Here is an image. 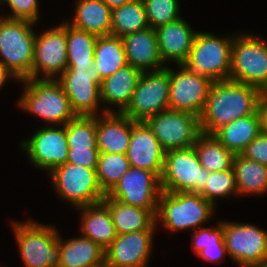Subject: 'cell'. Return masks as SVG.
I'll list each match as a JSON object with an SVG mask.
<instances>
[{"label":"cell","mask_w":267,"mask_h":267,"mask_svg":"<svg viewBox=\"0 0 267 267\" xmlns=\"http://www.w3.org/2000/svg\"><path fill=\"white\" fill-rule=\"evenodd\" d=\"M261 93L259 88L245 83L213 81L199 116L201 132L214 134L233 120L256 113Z\"/></svg>","instance_id":"6da1fadb"},{"label":"cell","mask_w":267,"mask_h":267,"mask_svg":"<svg viewBox=\"0 0 267 267\" xmlns=\"http://www.w3.org/2000/svg\"><path fill=\"white\" fill-rule=\"evenodd\" d=\"M216 207L199 193L161 191L155 225L168 232L197 230L212 219Z\"/></svg>","instance_id":"7a4b0ae2"},{"label":"cell","mask_w":267,"mask_h":267,"mask_svg":"<svg viewBox=\"0 0 267 267\" xmlns=\"http://www.w3.org/2000/svg\"><path fill=\"white\" fill-rule=\"evenodd\" d=\"M23 93L18 108L41 119L44 126L65 125L76 117L69 99L56 79H26L19 81Z\"/></svg>","instance_id":"3957f363"},{"label":"cell","mask_w":267,"mask_h":267,"mask_svg":"<svg viewBox=\"0 0 267 267\" xmlns=\"http://www.w3.org/2000/svg\"><path fill=\"white\" fill-rule=\"evenodd\" d=\"M24 267H59L60 231L37 220L11 222Z\"/></svg>","instance_id":"277c9868"},{"label":"cell","mask_w":267,"mask_h":267,"mask_svg":"<svg viewBox=\"0 0 267 267\" xmlns=\"http://www.w3.org/2000/svg\"><path fill=\"white\" fill-rule=\"evenodd\" d=\"M36 24L0 16V62L18 81L32 79Z\"/></svg>","instance_id":"5b68a950"},{"label":"cell","mask_w":267,"mask_h":267,"mask_svg":"<svg viewBox=\"0 0 267 267\" xmlns=\"http://www.w3.org/2000/svg\"><path fill=\"white\" fill-rule=\"evenodd\" d=\"M232 33L222 37L211 32L198 31L183 65L191 72L206 76L212 81L229 80L235 35Z\"/></svg>","instance_id":"8992f818"},{"label":"cell","mask_w":267,"mask_h":267,"mask_svg":"<svg viewBox=\"0 0 267 267\" xmlns=\"http://www.w3.org/2000/svg\"><path fill=\"white\" fill-rule=\"evenodd\" d=\"M229 80L267 91V40L264 37L249 31L235 33Z\"/></svg>","instance_id":"52a82bcc"},{"label":"cell","mask_w":267,"mask_h":267,"mask_svg":"<svg viewBox=\"0 0 267 267\" xmlns=\"http://www.w3.org/2000/svg\"><path fill=\"white\" fill-rule=\"evenodd\" d=\"M55 194L73 209L102 202L106 193L101 189L96 169L70 162L61 164L48 173Z\"/></svg>","instance_id":"ba28073f"},{"label":"cell","mask_w":267,"mask_h":267,"mask_svg":"<svg viewBox=\"0 0 267 267\" xmlns=\"http://www.w3.org/2000/svg\"><path fill=\"white\" fill-rule=\"evenodd\" d=\"M56 80L62 86L76 116H97L105 113L101 108L100 86L103 79L96 64L67 67Z\"/></svg>","instance_id":"9c48e42d"},{"label":"cell","mask_w":267,"mask_h":267,"mask_svg":"<svg viewBox=\"0 0 267 267\" xmlns=\"http://www.w3.org/2000/svg\"><path fill=\"white\" fill-rule=\"evenodd\" d=\"M210 172L203 168L193 146L165 152L161 191L200 193Z\"/></svg>","instance_id":"30bf717a"},{"label":"cell","mask_w":267,"mask_h":267,"mask_svg":"<svg viewBox=\"0 0 267 267\" xmlns=\"http://www.w3.org/2000/svg\"><path fill=\"white\" fill-rule=\"evenodd\" d=\"M169 91L168 65L159 70L142 72L131 101L122 113L131 120L145 121L169 109Z\"/></svg>","instance_id":"8fae6325"},{"label":"cell","mask_w":267,"mask_h":267,"mask_svg":"<svg viewBox=\"0 0 267 267\" xmlns=\"http://www.w3.org/2000/svg\"><path fill=\"white\" fill-rule=\"evenodd\" d=\"M223 237L233 263L255 267L267 261V230L254 224L223 220Z\"/></svg>","instance_id":"7c38bea8"},{"label":"cell","mask_w":267,"mask_h":267,"mask_svg":"<svg viewBox=\"0 0 267 267\" xmlns=\"http://www.w3.org/2000/svg\"><path fill=\"white\" fill-rule=\"evenodd\" d=\"M19 146L25 151L30 164L48 173L68 159L65 125H43L22 140Z\"/></svg>","instance_id":"4fadbf2b"},{"label":"cell","mask_w":267,"mask_h":267,"mask_svg":"<svg viewBox=\"0 0 267 267\" xmlns=\"http://www.w3.org/2000/svg\"><path fill=\"white\" fill-rule=\"evenodd\" d=\"M145 122L165 152L193 146L201 133L199 117L184 111L167 109Z\"/></svg>","instance_id":"5bb4252c"},{"label":"cell","mask_w":267,"mask_h":267,"mask_svg":"<svg viewBox=\"0 0 267 267\" xmlns=\"http://www.w3.org/2000/svg\"><path fill=\"white\" fill-rule=\"evenodd\" d=\"M66 21L36 33L32 79H57L67 69Z\"/></svg>","instance_id":"9a60e30c"},{"label":"cell","mask_w":267,"mask_h":267,"mask_svg":"<svg viewBox=\"0 0 267 267\" xmlns=\"http://www.w3.org/2000/svg\"><path fill=\"white\" fill-rule=\"evenodd\" d=\"M177 69L168 66L170 77L169 109L184 111L200 116L213 81L195 74L183 64Z\"/></svg>","instance_id":"2e32d148"},{"label":"cell","mask_w":267,"mask_h":267,"mask_svg":"<svg viewBox=\"0 0 267 267\" xmlns=\"http://www.w3.org/2000/svg\"><path fill=\"white\" fill-rule=\"evenodd\" d=\"M160 193V178L154 172L131 167L106 196L149 210L155 216Z\"/></svg>","instance_id":"e0dca14e"},{"label":"cell","mask_w":267,"mask_h":267,"mask_svg":"<svg viewBox=\"0 0 267 267\" xmlns=\"http://www.w3.org/2000/svg\"><path fill=\"white\" fill-rule=\"evenodd\" d=\"M155 232L156 230H141L117 235L105 249V266L148 267L155 246Z\"/></svg>","instance_id":"ac0fdd59"},{"label":"cell","mask_w":267,"mask_h":267,"mask_svg":"<svg viewBox=\"0 0 267 267\" xmlns=\"http://www.w3.org/2000/svg\"><path fill=\"white\" fill-rule=\"evenodd\" d=\"M126 155L132 168L152 171L161 178L165 151L145 121L132 120V133Z\"/></svg>","instance_id":"d6986e66"},{"label":"cell","mask_w":267,"mask_h":267,"mask_svg":"<svg viewBox=\"0 0 267 267\" xmlns=\"http://www.w3.org/2000/svg\"><path fill=\"white\" fill-rule=\"evenodd\" d=\"M155 30L163 63L166 66L172 63L183 64L191 51L198 31L193 29L184 17L160 25Z\"/></svg>","instance_id":"ffe728a7"},{"label":"cell","mask_w":267,"mask_h":267,"mask_svg":"<svg viewBox=\"0 0 267 267\" xmlns=\"http://www.w3.org/2000/svg\"><path fill=\"white\" fill-rule=\"evenodd\" d=\"M128 64L141 72L165 68L158 47L157 33L148 27L122 37Z\"/></svg>","instance_id":"44dd1931"},{"label":"cell","mask_w":267,"mask_h":267,"mask_svg":"<svg viewBox=\"0 0 267 267\" xmlns=\"http://www.w3.org/2000/svg\"><path fill=\"white\" fill-rule=\"evenodd\" d=\"M141 73L127 64L102 80L100 90L104 112L122 113L127 108Z\"/></svg>","instance_id":"7402d4cb"},{"label":"cell","mask_w":267,"mask_h":267,"mask_svg":"<svg viewBox=\"0 0 267 267\" xmlns=\"http://www.w3.org/2000/svg\"><path fill=\"white\" fill-rule=\"evenodd\" d=\"M97 147L100 153L126 154L132 120L123 113L105 112L96 116Z\"/></svg>","instance_id":"603a6c76"},{"label":"cell","mask_w":267,"mask_h":267,"mask_svg":"<svg viewBox=\"0 0 267 267\" xmlns=\"http://www.w3.org/2000/svg\"><path fill=\"white\" fill-rule=\"evenodd\" d=\"M81 235L99 244L104 250L114 241L117 233L108 207L99 202L78 207Z\"/></svg>","instance_id":"cb8c5ba5"},{"label":"cell","mask_w":267,"mask_h":267,"mask_svg":"<svg viewBox=\"0 0 267 267\" xmlns=\"http://www.w3.org/2000/svg\"><path fill=\"white\" fill-rule=\"evenodd\" d=\"M60 234L59 267L105 266V250L94 241L82 236L62 239Z\"/></svg>","instance_id":"d4e9b609"},{"label":"cell","mask_w":267,"mask_h":267,"mask_svg":"<svg viewBox=\"0 0 267 267\" xmlns=\"http://www.w3.org/2000/svg\"><path fill=\"white\" fill-rule=\"evenodd\" d=\"M73 7L69 24L96 36L111 35V9L102 0H76Z\"/></svg>","instance_id":"484cf974"},{"label":"cell","mask_w":267,"mask_h":267,"mask_svg":"<svg viewBox=\"0 0 267 267\" xmlns=\"http://www.w3.org/2000/svg\"><path fill=\"white\" fill-rule=\"evenodd\" d=\"M102 202L108 207L117 235L141 230H156L155 216L144 208L124 204L104 197Z\"/></svg>","instance_id":"4316f807"},{"label":"cell","mask_w":267,"mask_h":267,"mask_svg":"<svg viewBox=\"0 0 267 267\" xmlns=\"http://www.w3.org/2000/svg\"><path fill=\"white\" fill-rule=\"evenodd\" d=\"M261 133L260 116L240 117L218 129L213 135L234 155L241 154L246 146Z\"/></svg>","instance_id":"83f0119b"},{"label":"cell","mask_w":267,"mask_h":267,"mask_svg":"<svg viewBox=\"0 0 267 267\" xmlns=\"http://www.w3.org/2000/svg\"><path fill=\"white\" fill-rule=\"evenodd\" d=\"M238 196H265L267 193V166L237 154L233 159Z\"/></svg>","instance_id":"f1b7e54d"},{"label":"cell","mask_w":267,"mask_h":267,"mask_svg":"<svg viewBox=\"0 0 267 267\" xmlns=\"http://www.w3.org/2000/svg\"><path fill=\"white\" fill-rule=\"evenodd\" d=\"M191 241L192 252L206 262L221 264L229 257L223 237V219L216 226L194 230Z\"/></svg>","instance_id":"f546056e"},{"label":"cell","mask_w":267,"mask_h":267,"mask_svg":"<svg viewBox=\"0 0 267 267\" xmlns=\"http://www.w3.org/2000/svg\"><path fill=\"white\" fill-rule=\"evenodd\" d=\"M94 64L102 79L128 64L123 40L119 36H98L94 51Z\"/></svg>","instance_id":"4dcf8cb0"},{"label":"cell","mask_w":267,"mask_h":267,"mask_svg":"<svg viewBox=\"0 0 267 267\" xmlns=\"http://www.w3.org/2000/svg\"><path fill=\"white\" fill-rule=\"evenodd\" d=\"M201 166L208 172L224 171L233 167L234 154L213 134L201 132L193 145Z\"/></svg>","instance_id":"1f68e13d"},{"label":"cell","mask_w":267,"mask_h":267,"mask_svg":"<svg viewBox=\"0 0 267 267\" xmlns=\"http://www.w3.org/2000/svg\"><path fill=\"white\" fill-rule=\"evenodd\" d=\"M97 38L66 21L67 67L93 66Z\"/></svg>","instance_id":"d6a6232c"},{"label":"cell","mask_w":267,"mask_h":267,"mask_svg":"<svg viewBox=\"0 0 267 267\" xmlns=\"http://www.w3.org/2000/svg\"><path fill=\"white\" fill-rule=\"evenodd\" d=\"M148 27L142 0H132L121 7L111 10V35L122 38Z\"/></svg>","instance_id":"836d02e7"},{"label":"cell","mask_w":267,"mask_h":267,"mask_svg":"<svg viewBox=\"0 0 267 267\" xmlns=\"http://www.w3.org/2000/svg\"><path fill=\"white\" fill-rule=\"evenodd\" d=\"M65 129L68 149L98 148L96 116H76Z\"/></svg>","instance_id":"e575fe53"},{"label":"cell","mask_w":267,"mask_h":267,"mask_svg":"<svg viewBox=\"0 0 267 267\" xmlns=\"http://www.w3.org/2000/svg\"><path fill=\"white\" fill-rule=\"evenodd\" d=\"M130 168L126 154L100 153L96 172L101 189L107 194Z\"/></svg>","instance_id":"d590c367"},{"label":"cell","mask_w":267,"mask_h":267,"mask_svg":"<svg viewBox=\"0 0 267 267\" xmlns=\"http://www.w3.org/2000/svg\"><path fill=\"white\" fill-rule=\"evenodd\" d=\"M199 194L215 207L217 206V200H222L221 198L238 197L233 167L228 170L210 173L206 185Z\"/></svg>","instance_id":"8d00e7d4"},{"label":"cell","mask_w":267,"mask_h":267,"mask_svg":"<svg viewBox=\"0 0 267 267\" xmlns=\"http://www.w3.org/2000/svg\"><path fill=\"white\" fill-rule=\"evenodd\" d=\"M149 27L156 29L160 25L181 18L179 0H142Z\"/></svg>","instance_id":"74e56055"},{"label":"cell","mask_w":267,"mask_h":267,"mask_svg":"<svg viewBox=\"0 0 267 267\" xmlns=\"http://www.w3.org/2000/svg\"><path fill=\"white\" fill-rule=\"evenodd\" d=\"M39 3V0H6L3 7L7 6L10 13L4 12L1 16L9 19L28 20L38 24L41 19Z\"/></svg>","instance_id":"f35d334b"},{"label":"cell","mask_w":267,"mask_h":267,"mask_svg":"<svg viewBox=\"0 0 267 267\" xmlns=\"http://www.w3.org/2000/svg\"><path fill=\"white\" fill-rule=\"evenodd\" d=\"M241 155L267 166V134L261 132L246 146Z\"/></svg>","instance_id":"ab89813d"},{"label":"cell","mask_w":267,"mask_h":267,"mask_svg":"<svg viewBox=\"0 0 267 267\" xmlns=\"http://www.w3.org/2000/svg\"><path fill=\"white\" fill-rule=\"evenodd\" d=\"M99 154L98 148L68 149L67 162L90 169H97Z\"/></svg>","instance_id":"60d3db41"},{"label":"cell","mask_w":267,"mask_h":267,"mask_svg":"<svg viewBox=\"0 0 267 267\" xmlns=\"http://www.w3.org/2000/svg\"><path fill=\"white\" fill-rule=\"evenodd\" d=\"M261 132L267 134V91H263L258 101Z\"/></svg>","instance_id":"b9f144b4"},{"label":"cell","mask_w":267,"mask_h":267,"mask_svg":"<svg viewBox=\"0 0 267 267\" xmlns=\"http://www.w3.org/2000/svg\"><path fill=\"white\" fill-rule=\"evenodd\" d=\"M11 79L15 80L17 83L19 82L16 77H14L7 69L4 68L2 63L0 62V90L4 87L6 82Z\"/></svg>","instance_id":"7bdbcfd3"},{"label":"cell","mask_w":267,"mask_h":267,"mask_svg":"<svg viewBox=\"0 0 267 267\" xmlns=\"http://www.w3.org/2000/svg\"><path fill=\"white\" fill-rule=\"evenodd\" d=\"M111 10L121 7L132 0H102Z\"/></svg>","instance_id":"ee69618b"},{"label":"cell","mask_w":267,"mask_h":267,"mask_svg":"<svg viewBox=\"0 0 267 267\" xmlns=\"http://www.w3.org/2000/svg\"><path fill=\"white\" fill-rule=\"evenodd\" d=\"M255 267H267V261L263 262L260 265L255 266Z\"/></svg>","instance_id":"f6af8a7d"},{"label":"cell","mask_w":267,"mask_h":267,"mask_svg":"<svg viewBox=\"0 0 267 267\" xmlns=\"http://www.w3.org/2000/svg\"><path fill=\"white\" fill-rule=\"evenodd\" d=\"M5 2H6V0H0L1 10H2V8H3L4 4H5Z\"/></svg>","instance_id":"bcb514c9"}]
</instances>
